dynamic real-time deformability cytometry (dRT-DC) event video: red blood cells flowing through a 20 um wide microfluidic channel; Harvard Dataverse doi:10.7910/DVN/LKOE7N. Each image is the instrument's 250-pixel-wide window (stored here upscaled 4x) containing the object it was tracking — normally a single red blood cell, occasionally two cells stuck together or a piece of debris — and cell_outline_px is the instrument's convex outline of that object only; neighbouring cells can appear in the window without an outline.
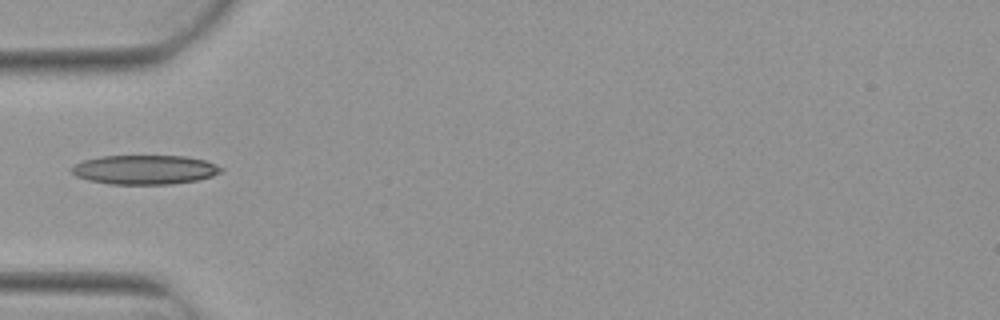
{"species": "Egyptian fruit bat (a non-hibernating species)", "species_latin": "Rousettus aegyptiacus", "temperature_condition": "warm", "stored_images_in_passage": 5, "camera_frame_rate_fps": 3000, "um_per_image_px": 0.085, "animal": {"sex": "female"}, "frame": {"image": 1, "passage_image": 4, "time_ms": 1.0, "image_size_px": [1000, 320], "cell_outline_px": [[224, 168], [220, 172], [212, 176], [196, 180], [172, 184], [108, 184], [88, 180], [76, 176], [72, 172], [72, 164], [84, 160], [100, 156], [188, 156], [204, 160], [216, 164]], "centroid_in_image_um": [12.29, 14.42], "position_along_channel_um": 72.7, "area_um2": 25.55}}
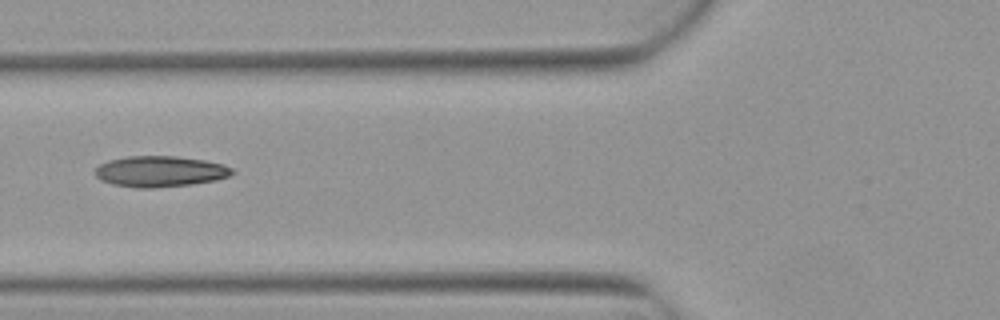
{"frame": {"image": 2, "passage_image": 5, "time_ms": 1.333, "image_size_px": [1000, 320], "cell_outline_px": [[236, 172], [228, 176], [216, 180], [192, 184], [156, 188], [136, 188], [112, 184], [100, 180], [96, 176], [96, 168], [100, 164], [108, 160], [128, 156], [176, 156], [204, 160], [224, 164], [232, 168]], "centroid_in_image_um": [13.61, 14.57], "position_along_channel_um": 112.2, "area_um2": 24.8}}